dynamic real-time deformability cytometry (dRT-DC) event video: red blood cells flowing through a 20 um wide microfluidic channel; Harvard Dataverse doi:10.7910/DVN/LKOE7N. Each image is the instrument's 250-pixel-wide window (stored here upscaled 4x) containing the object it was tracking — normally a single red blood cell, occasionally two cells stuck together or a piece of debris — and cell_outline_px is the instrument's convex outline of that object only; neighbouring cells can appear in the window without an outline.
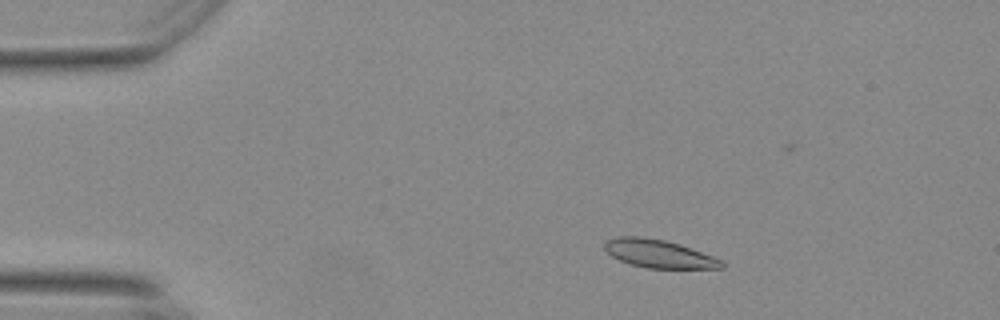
{"species": "Egyptian fruit bat (a non-hibernating species)", "species_latin": "Rousettus aegyptiacus", "temperature_condition": "warm", "stored_images_in_passage": 29, "camera_frame_rate_fps": 3000, "um_per_image_px": 0.085, "animal": {"sex": "female"}, "frame": {"image": 1, "passage_image": 8, "time_ms": 2.333, "image_size_px": [1000, 320], "cell_outline_px": [[724, 268], [648, 268], [632, 264], [620, 260], [612, 256], [604, 248], [604, 244], [608, 240], [616, 236], [640, 236], [664, 240], [680, 244], [724, 260]], "centroid_in_image_um": [56.03, 21.56], "position_along_channel_um": 29.0, "area_um2": 19.07}}
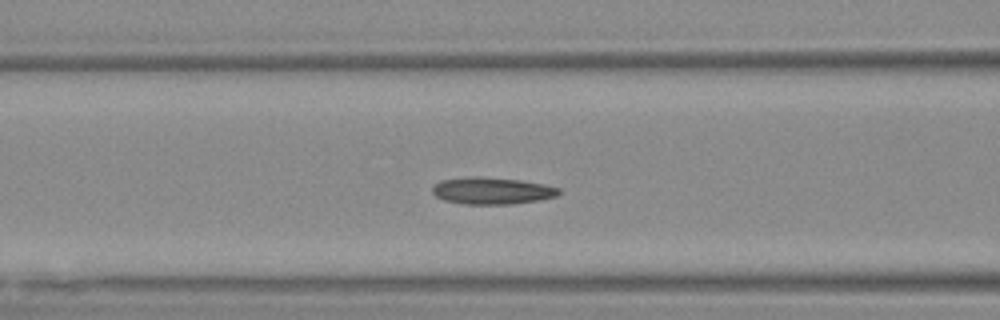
{"frame": {"image": 2, "passage_image": 21, "time_ms": 6.667, "image_size_px": [1000, 320], "cell_outline_px": [[560, 192], [556, 196], [536, 200], [512, 204], [464, 204], [444, 200], [436, 196], [432, 192], [432, 188], [440, 180], [472, 176], [476, 176], [520, 180], [544, 184], [560, 188]], "centroid_in_image_um": [41.8, 16.21], "position_along_channel_um": 124.8, "area_um2": 19.71}}
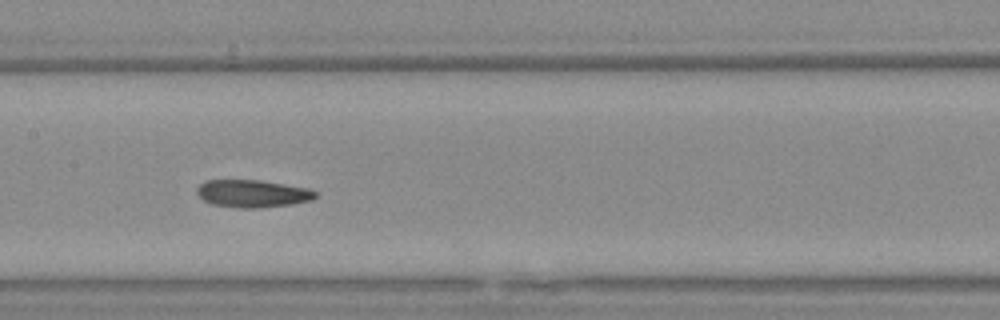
{"frame": {"image": 3, "passage_image": 26, "time_ms": 8.333, "image_size_px": [1000, 320], "cell_outline_px": [[316, 196], [312, 200], [292, 204], [260, 208], [236, 208], [212, 204], [204, 200], [196, 192], [196, 188], [204, 180], [260, 180], [308, 188], [316, 192]], "centroid_in_image_um": [21.45, 16.45], "position_along_channel_um": 186.0, "area_um2": 19.07}}